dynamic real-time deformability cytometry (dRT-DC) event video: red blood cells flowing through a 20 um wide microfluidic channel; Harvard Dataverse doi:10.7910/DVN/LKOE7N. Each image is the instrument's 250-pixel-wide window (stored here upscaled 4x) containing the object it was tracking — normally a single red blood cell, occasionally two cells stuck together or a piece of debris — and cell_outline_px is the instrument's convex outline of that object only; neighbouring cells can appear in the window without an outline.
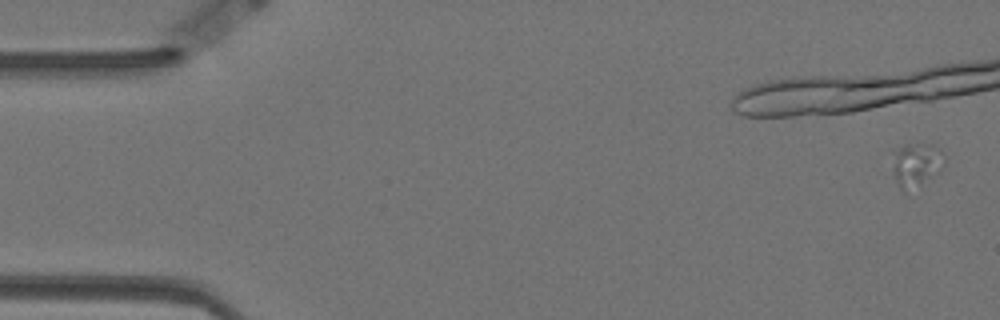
{"species": "Egyptian fruit bat (a non-hibernating species)", "species_latin": "Rousettus aegyptiacus", "temperature_condition": "warm", "stored_images_in_passage": 17, "camera_frame_rate_fps": 3000, "um_per_image_px": 0.085, "animal": {"sex": "female"}, "frame": {"image": 1, "passage_image": 3, "time_ms": 0.667, "image_size_px": [1000, 320], "cell_outline_px": [[940, 148], [936, 164], [928, 176], [908, 196], [900, 188], [896, 180], [892, 148], [904, 144], [932, 144]], "centroid_in_image_um": [77.67, 13.98], "position_along_channel_um": 7.3, "area_um2": 12.14}}